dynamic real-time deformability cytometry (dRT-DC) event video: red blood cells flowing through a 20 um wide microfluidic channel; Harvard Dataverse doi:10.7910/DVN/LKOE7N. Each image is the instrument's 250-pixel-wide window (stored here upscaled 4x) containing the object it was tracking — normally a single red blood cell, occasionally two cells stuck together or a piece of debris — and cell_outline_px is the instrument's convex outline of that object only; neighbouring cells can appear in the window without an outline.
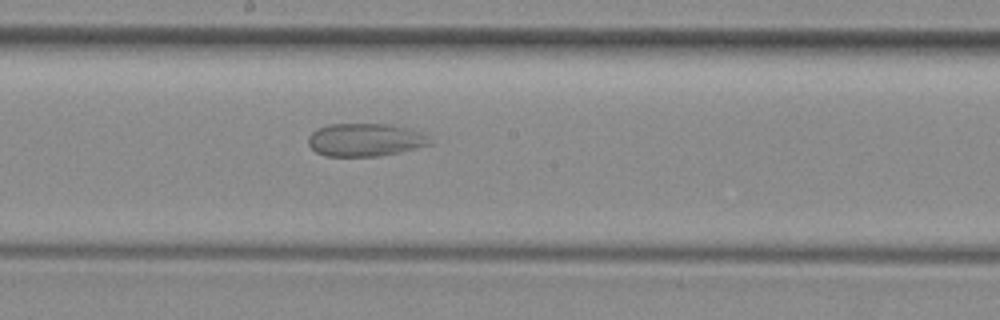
{"species": "common noctule bat (a hibernating species)", "species_latin": "Nyctalus noctula", "temperature_condition": "room temperature", "stored_images_in_passage": 49, "camera_frame_rate_fps": 3000, "um_per_image_px": 0.085, "animal": {"sex": "female", "body_mass_g": 29.2, "forearm_length_mm": 56.3}, "frame": {"image": 1, "passage_image": 25, "time_ms": 8.0, "image_size_px": [1000, 320], "cell_outline_px": [[432, 144], [400, 152], [380, 156], [328, 156], [316, 152], [308, 144], [308, 136], [316, 128], [328, 124], [388, 124], [408, 128], [420, 132], [428, 136]], "centroid_in_image_um": [31.03, 11.88], "position_along_channel_um": 217.2, "area_um2": 23.41}}
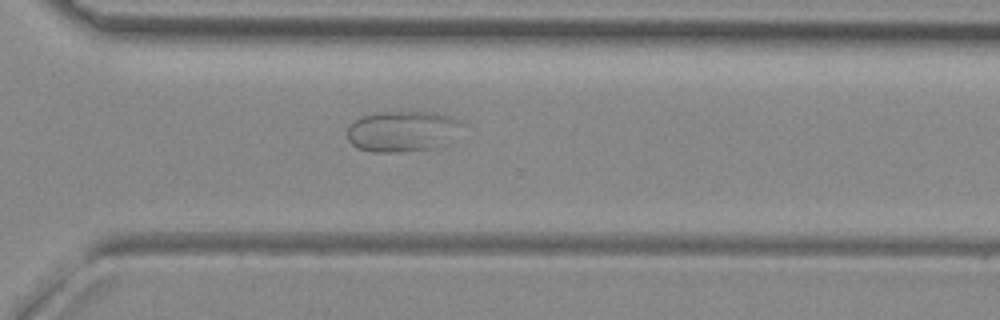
{"frame": {"image": 2, "passage_image": 34, "time_ms": 11.0, "image_size_px": [1000, 320], "cell_outline_px": [[464, 124], [448, 144], [432, 148], [396, 152], [372, 152], [356, 148], [348, 140], [348, 124], [352, 120], [360, 116], [376, 112], [444, 112], [460, 120]], "centroid_in_image_um": [34.21, 11.14], "position_along_channel_um": 336.4, "area_um2": 27.92}}
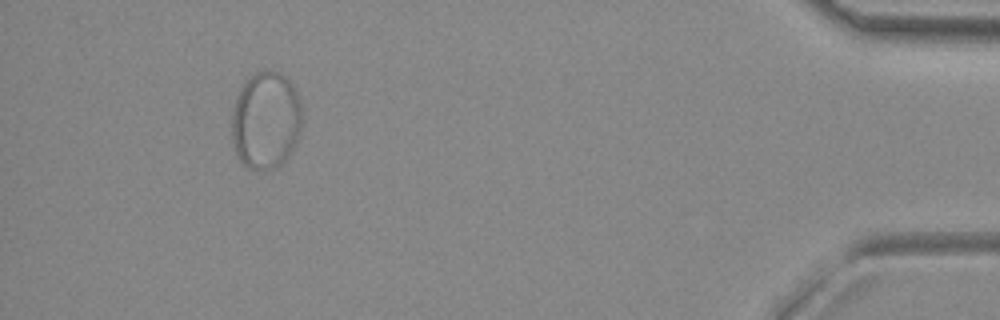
{"frame": {"image": 3, "passage_image": 45, "time_ms": 14.667, "image_size_px": [1000, 320], "cell_outline_px": [[300, 136], [296, 144], [288, 156], [276, 168], [264, 172], [256, 172], [248, 168], [240, 160], [236, 152], [232, 140], [232, 108], [236, 96], [244, 80], [256, 72], [264, 68], [272, 68], [280, 72], [292, 84], [300, 100]], "centroid_in_image_um": [22.58, 10.22], "position_along_channel_um": 412.6, "area_um2": 40.75}}